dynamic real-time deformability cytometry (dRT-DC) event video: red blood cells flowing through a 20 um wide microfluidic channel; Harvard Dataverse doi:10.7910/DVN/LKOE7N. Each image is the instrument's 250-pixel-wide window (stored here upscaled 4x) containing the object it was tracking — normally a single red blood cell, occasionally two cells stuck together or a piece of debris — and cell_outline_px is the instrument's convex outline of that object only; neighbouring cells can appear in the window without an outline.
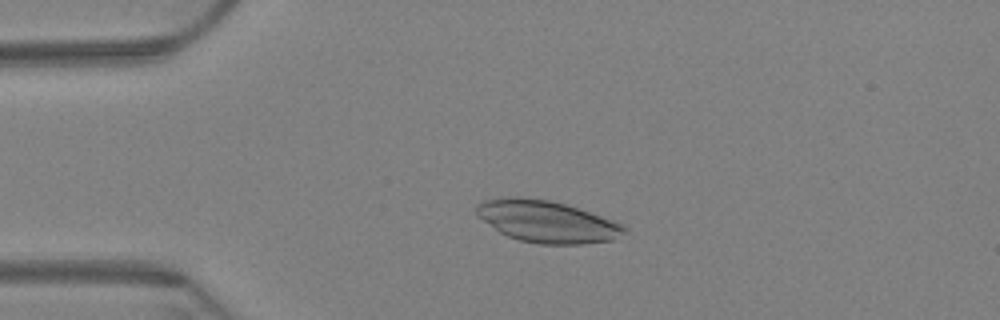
{"species": "Egyptian fruit bat (a non-hibernating species)", "species_latin": "Rousettus aegyptiacus", "temperature_condition": "warm", "stored_images_in_passage": 11, "camera_frame_rate_fps": 3000, "um_per_image_px": 0.085, "animal": {"sex": "female"}, "frame": {"image": 1, "passage_image": 3, "time_ms": 0.667, "image_size_px": [1000, 320], "cell_outline_px": [[628, 232], [612, 240], [580, 244], [540, 244], [520, 240], [508, 236], [500, 232], [476, 216], [476, 204], [484, 200], [508, 196], [520, 196], [548, 200], [564, 204], [600, 216], [620, 224], [628, 228]], "centroid_in_image_um": [46.44, 18.82], "position_along_channel_um": 38.6, "area_um2": 35.84}}
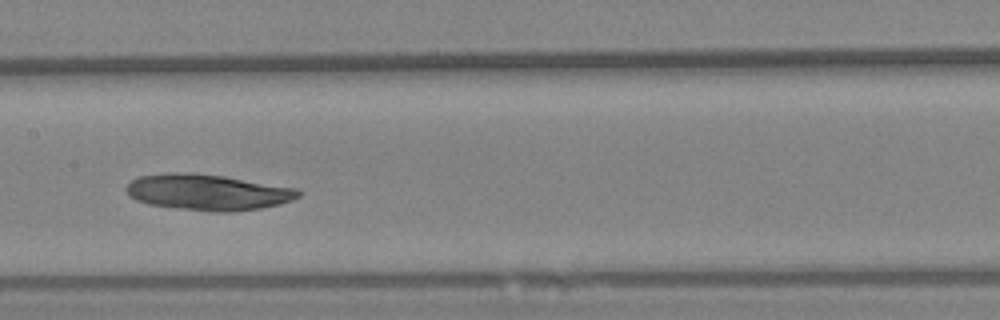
{"frame": {"image": 2, "passage_image": 7, "time_ms": 2.0, "image_size_px": [1000, 320], "cell_outline_px": [[300, 196], [292, 200], [280, 204], [260, 208], [232, 212], [216, 212], [176, 208], [148, 204], [136, 200], [128, 196], [124, 188], [132, 180], [140, 176], [168, 172], [192, 172], [224, 176], [296, 188], [300, 192]], "centroid_in_image_um": [17.62, 16.33], "position_along_channel_um": 189.8, "area_um2": 36.24}}
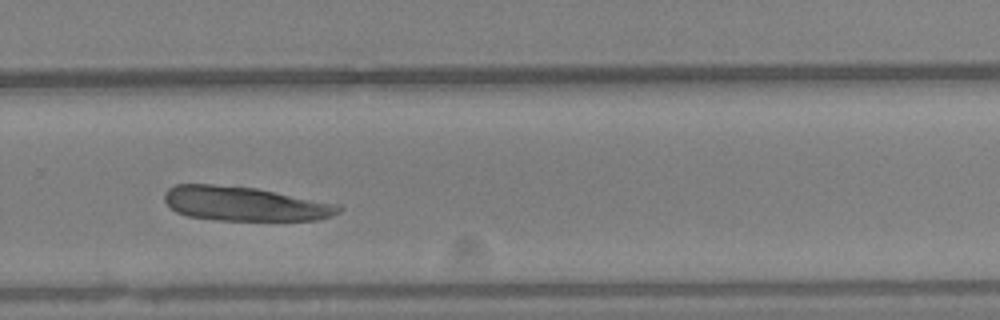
{"frame": {"image": 3, "passage_image": 10, "time_ms": 3.0, "image_size_px": [1000, 320], "cell_outline_px": [[344, 208], [340, 212], [332, 216], [316, 220], [220, 220], [188, 216], [176, 212], [164, 200], [164, 192], [168, 188], [176, 184], [212, 184], [256, 188], [340, 204]], "centroid_in_image_um": [20.82, 17.31], "position_along_channel_um": 309.0, "area_um2": 34.91}}